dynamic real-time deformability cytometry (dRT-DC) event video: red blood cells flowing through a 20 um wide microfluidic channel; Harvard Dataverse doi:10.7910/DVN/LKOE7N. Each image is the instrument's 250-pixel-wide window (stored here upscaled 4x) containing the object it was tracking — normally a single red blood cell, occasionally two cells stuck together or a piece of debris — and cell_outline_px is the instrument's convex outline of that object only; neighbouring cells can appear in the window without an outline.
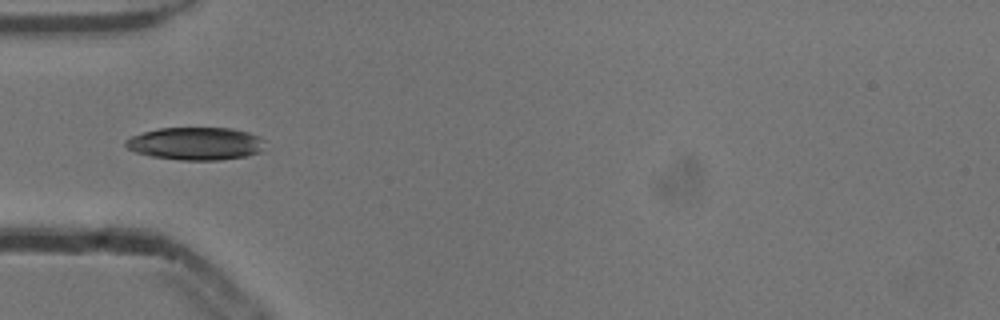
{"species": "common noctule bat (a hibernating species)", "species_latin": "Nyctalus noctula", "temperature_condition": "cold", "stored_images_in_passage": 6, "camera_frame_rate_fps": 3000, "um_per_image_px": 0.085, "animal": {"sex": "male", "body_mass_g": 13.3}, "frame": {"image": 1, "passage_image": 4, "time_ms": 1.0, "image_size_px": [1000, 320], "cell_outline_px": [[264, 140], [260, 152], [248, 156], [220, 160], [180, 160], [152, 156], [136, 152], [128, 148], [124, 144], [124, 140], [132, 136], [144, 132], [160, 128], [232, 128], [248, 132], [260, 136]], "centroid_in_image_um": [16.65, 12.2], "position_along_channel_um": 68.3, "area_um2": 26.59}}